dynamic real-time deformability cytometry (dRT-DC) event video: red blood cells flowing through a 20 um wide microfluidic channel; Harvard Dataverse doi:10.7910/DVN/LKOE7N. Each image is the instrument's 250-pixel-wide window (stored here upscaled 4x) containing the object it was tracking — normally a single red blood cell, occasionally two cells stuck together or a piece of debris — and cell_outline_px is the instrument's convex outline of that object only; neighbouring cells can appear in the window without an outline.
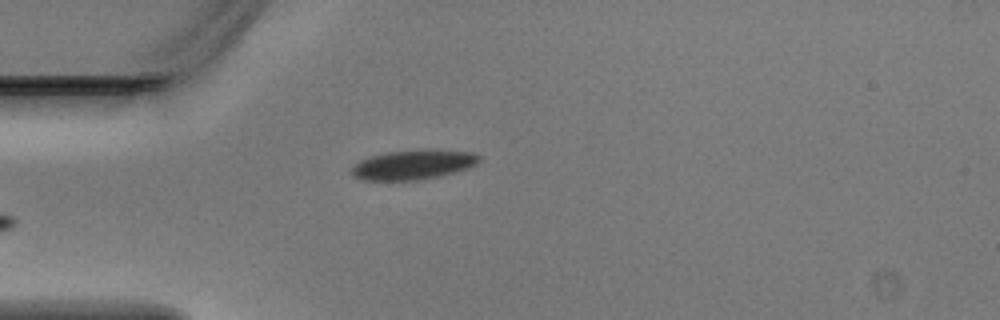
{"species": "Egyptian fruit bat (a non-hibernating species)", "species_latin": "Rousettus aegyptiacus", "temperature_condition": "warm", "stored_images_in_passage": 5, "camera_frame_rate_fps": 3000, "um_per_image_px": 0.085, "animal": {"sex": "male"}, "frame": {"image": 1, "passage_image": 5, "time_ms": 1.333, "image_size_px": [1000, 320], "cell_outline_px": [[480, 160], [476, 164], [468, 168], [456, 172], [440, 176], [416, 180], [360, 180], [352, 176], [348, 172], [360, 160], [372, 156], [388, 152], [428, 148], [472, 152], [480, 156]], "centroid_in_image_um": [35.13, 13.99], "position_along_channel_um": 49.9, "area_um2": 22.31}}